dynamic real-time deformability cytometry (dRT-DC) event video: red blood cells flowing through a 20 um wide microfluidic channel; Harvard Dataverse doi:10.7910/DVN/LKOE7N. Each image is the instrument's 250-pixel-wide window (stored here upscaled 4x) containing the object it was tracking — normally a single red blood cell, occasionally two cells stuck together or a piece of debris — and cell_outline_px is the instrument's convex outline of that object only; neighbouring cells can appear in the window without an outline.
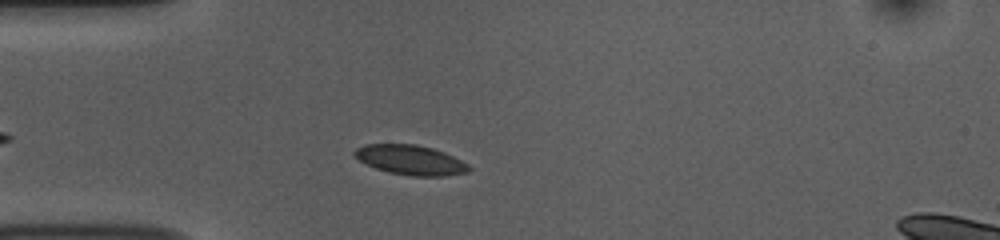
{"species": "common noctule bat (a hibernating species)", "species_latin": "Nyctalus noctula", "temperature_condition": "room temperature", "stored_images_in_passage": 43, "camera_frame_rate_fps": 3000, "um_per_image_px": 0.085, "animal": {"sex": "female", "body_mass_g": 10.0, "forearm_length_mm": 53.1}, "frame": {"image": 1, "passage_image": 7, "time_ms": 2.0, "image_size_px": [1000, 240], "cell_outline_px": [[472, 168], [468, 172], [444, 176], [412, 176], [388, 172], [376, 168], [360, 160], [352, 152], [356, 148], [364, 144], [416, 144], [432, 148], [444, 152], [468, 164]], "centroid_in_image_um": [34.9, 13.59], "position_along_channel_um": 50.1, "area_um2": 19.71}}
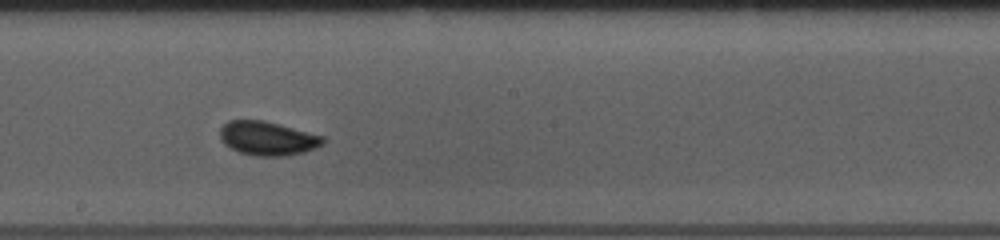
{"frame": {"image": 2, "passage_image": 22, "time_ms": 7.0, "image_size_px": [1000, 240], "cell_outline_px": [[328, 140], [324, 144], [304, 152], [288, 156], [256, 156], [240, 152], [224, 144], [220, 140], [220, 128], [228, 120], [264, 120], [324, 136]], "centroid_in_image_um": [22.77, 11.76], "position_along_channel_um": 225.4, "area_um2": 20.52}}
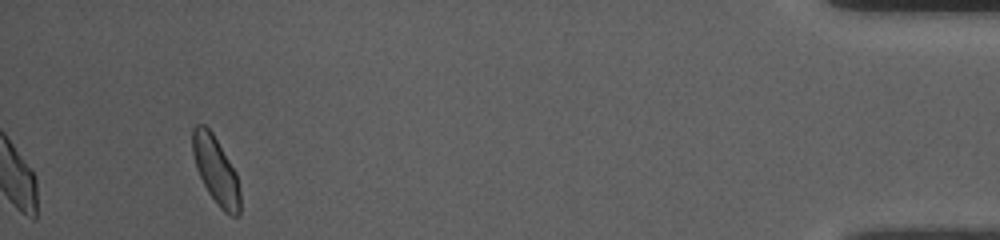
{"frame": {"image": 3, "passage_image": 43, "time_ms": 14.0, "image_size_px": [1000, 240], "cell_outline_px": [[240, 216], [228, 216], [220, 208], [208, 192], [196, 168], [192, 152], [192, 128], [196, 124], [204, 124], [212, 132], [236, 172], [240, 192]], "centroid_in_image_um": [18.35, 14.49], "position_along_channel_um": 416.9, "area_um2": 18.73}, "authors_computed_cell_mechanics": {"area_um2": 19.4786, "velocity_mm_per_s": 3.7169, "shape_relaxation_time_tau1_ms": 3.7093, "shape_relaxation_time_tau2_ms": null, "deformation_change_tau1": 0.0668, "deformation_change_tau2": null}}